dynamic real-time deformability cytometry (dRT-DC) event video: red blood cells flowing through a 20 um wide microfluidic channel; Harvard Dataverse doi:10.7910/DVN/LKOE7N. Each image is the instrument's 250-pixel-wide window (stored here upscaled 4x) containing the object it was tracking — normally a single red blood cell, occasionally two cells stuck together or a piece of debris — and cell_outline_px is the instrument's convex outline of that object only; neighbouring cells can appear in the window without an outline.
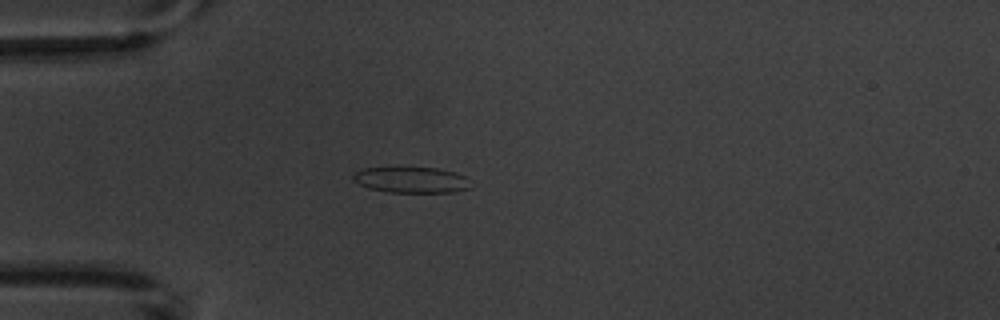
{"species": "common noctule bat (a hibernating species)", "species_latin": "Nyctalus noctula", "temperature_condition": "warm", "stored_images_in_passage": 3, "camera_frame_rate_fps": 3000, "um_per_image_px": 0.085, "animal": {"sex": "male", "body_mass_g": 20.1, "forearm_length_mm": 53.5}, "frame": {"image": 1, "passage_image": 2, "time_ms": 2.0, "image_size_px": [1000, 320], "cell_outline_px": [[468, 188], [452, 192], [388, 192], [368, 188], [352, 180], [352, 176], [360, 168], [396, 164], [440, 168], [456, 172], [464, 176]], "centroid_in_image_um": [34.83, 15.22], "position_along_channel_um": 50.2, "area_um2": 18.61}}